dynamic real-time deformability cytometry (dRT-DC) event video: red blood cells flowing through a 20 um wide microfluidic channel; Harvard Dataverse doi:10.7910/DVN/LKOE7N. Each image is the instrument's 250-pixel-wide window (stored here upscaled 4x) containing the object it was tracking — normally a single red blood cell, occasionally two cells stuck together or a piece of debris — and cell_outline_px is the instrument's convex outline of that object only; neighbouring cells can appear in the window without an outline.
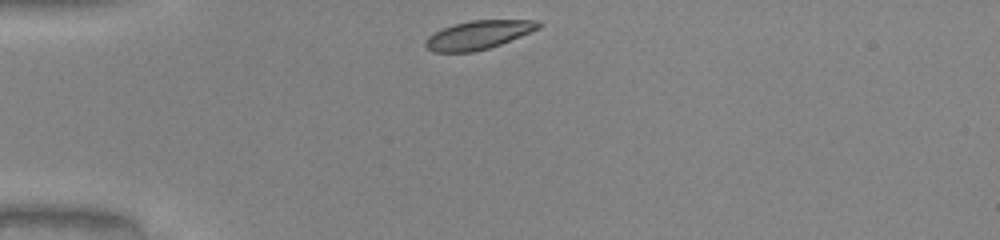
{"species": "common noctule bat (a hibernating species)", "species_latin": "Nyctalus noctula", "temperature_condition": "warm", "stored_images_in_passage": 30, "camera_frame_rate_fps": 3000, "um_per_image_px": 0.085, "animal": {"sex": "male", "body_mass_g": 20.0, "forearm_length_mm": 53.3}, "frame": {"image": 1, "passage_image": 1, "time_ms": 0.0, "image_size_px": [1000, 240], "cell_outline_px": [[544, 24], [540, 28], [500, 44], [488, 48], [472, 52], [432, 52], [424, 44], [424, 40], [428, 36], [452, 24], [472, 20], [536, 20]], "centroid_in_image_um": [40.66, 2.96], "position_along_channel_um": 44.3, "area_um2": 18.73}}
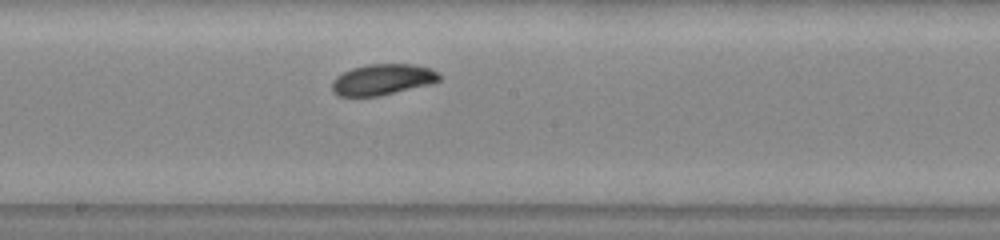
{"frame": {"image": 2, "passage_image": 16, "time_ms": 5.0, "image_size_px": [1000, 240], "cell_outline_px": [[440, 80], [428, 84], [380, 96], [340, 96], [332, 92], [332, 80], [336, 76], [352, 68], [368, 64], [412, 64], [428, 68], [436, 72], [440, 76]], "centroid_in_image_um": [32.46, 6.76], "position_along_channel_um": 215.7, "area_um2": 19.13}}
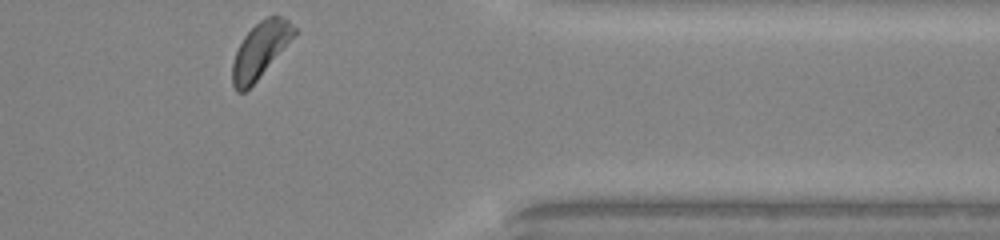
{"frame": {"image": 3, "passage_image": 30, "time_ms": 9.667, "image_size_px": [1000, 240], "cell_outline_px": [[296, 32], [256, 80], [244, 92], [236, 92], [232, 84], [232, 64], [236, 52], [244, 36], [260, 20], [268, 16], [284, 16], [296, 28]], "centroid_in_image_um": [22.08, 4.24], "position_along_channel_um": 389.3, "area_um2": 19.25}, "authors_computed_cell_mechanics": {"area_um2": 19.3052, "velocity_mm_per_s": 4.0328, "shape_relaxation_time_tau1_ms": 1.1936, "shape_relaxation_time_tau2_ms": null, "deformation_change_tau1": 0.0659, "deformation_change_tau2": null}}